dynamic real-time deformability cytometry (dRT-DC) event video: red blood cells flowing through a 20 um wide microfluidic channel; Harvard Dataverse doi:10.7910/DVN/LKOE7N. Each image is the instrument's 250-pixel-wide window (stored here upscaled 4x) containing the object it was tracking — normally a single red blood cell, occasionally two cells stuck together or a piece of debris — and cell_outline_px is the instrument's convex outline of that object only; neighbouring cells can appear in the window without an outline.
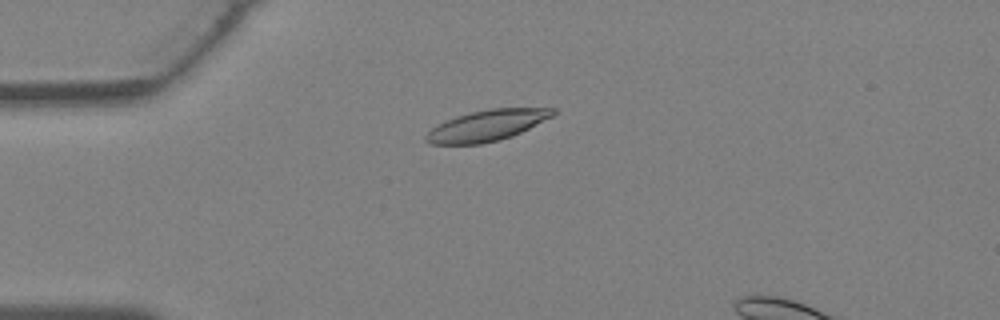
{"species": "Egyptian fruit bat (a non-hibernating species)", "species_latin": "Rousettus aegyptiacus", "temperature_condition": "warm", "stored_images_in_passage": 30, "camera_frame_rate_fps": 3000, "um_per_image_px": 0.085, "animal": {"sex": "female"}, "frame": {"image": 1, "passage_image": 5, "time_ms": 1.333, "image_size_px": [1000, 320], "cell_outline_px": [[556, 112], [552, 116], [512, 136], [500, 140], [480, 144], [428, 144], [424, 140], [424, 136], [432, 128], [444, 120], [456, 116], [472, 112], [492, 108], [556, 108]], "centroid_in_image_um": [41.34, 10.67], "position_along_channel_um": 43.7, "area_um2": 22.77}}
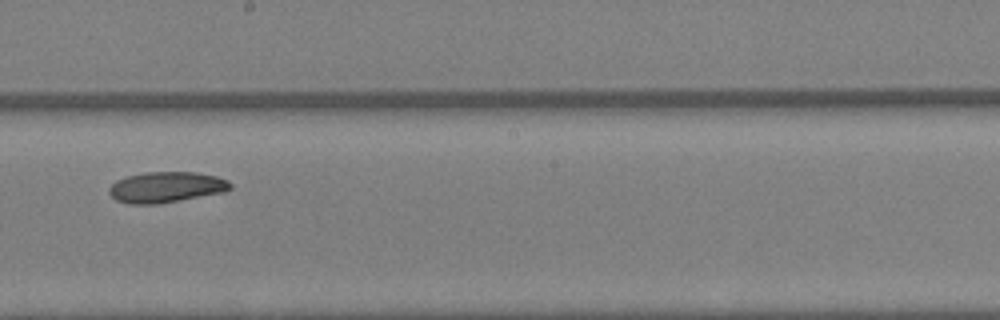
{"frame": {"image": 2, "passage_image": 17, "time_ms": 5.333, "image_size_px": [1000, 320], "cell_outline_px": [[232, 188], [224, 192], [156, 204], [128, 204], [116, 200], [108, 192], [108, 188], [116, 180], [128, 176], [144, 172], [196, 172], [216, 176], [228, 180], [232, 184]], "centroid_in_image_um": [14.12, 15.9], "position_along_channel_um": 234.1, "area_um2": 21.73}}
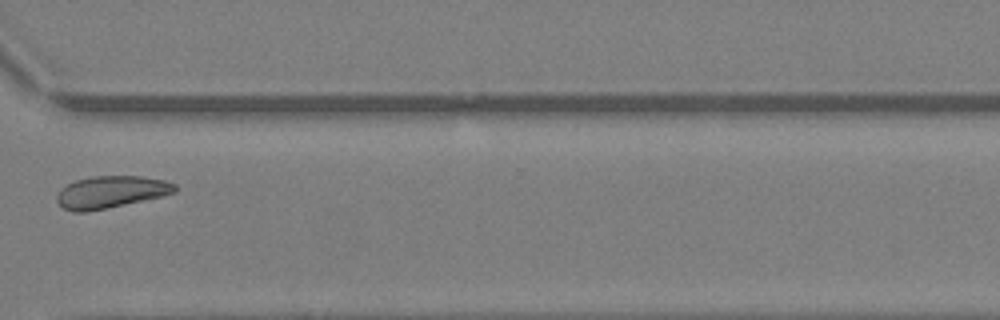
{"frame": {"image": 3, "passage_image": 24, "time_ms": 7.667, "image_size_px": [1000, 320], "cell_outline_px": [[176, 192], [164, 196], [88, 212], [72, 212], [64, 208], [56, 200], [56, 196], [60, 188], [76, 180], [92, 176], [140, 176], [164, 180], [176, 184]], "centroid_in_image_um": [9.42, 16.32], "position_along_channel_um": 361.2, "area_um2": 22.2}}